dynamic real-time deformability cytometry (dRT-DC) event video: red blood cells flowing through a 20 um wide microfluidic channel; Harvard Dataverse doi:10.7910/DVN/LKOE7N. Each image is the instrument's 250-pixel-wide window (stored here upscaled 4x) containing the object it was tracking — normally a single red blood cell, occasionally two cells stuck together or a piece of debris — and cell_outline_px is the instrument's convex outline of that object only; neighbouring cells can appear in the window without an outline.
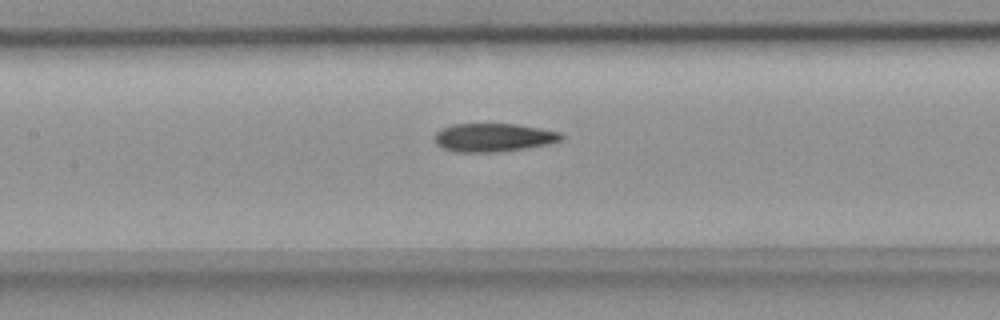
{"species": "common noctule bat (a hibernating species)", "species_latin": "Nyctalus noctula", "temperature_condition": "room temperature", "stored_images_in_passage": 46, "camera_frame_rate_fps": 3000, "um_per_image_px": 0.085, "animal": {"sex": "female", "body_mass_g": 18.4}, "frame": {"image": 1, "passage_image": 17, "time_ms": 5.333, "image_size_px": [1000, 320], "cell_outline_px": [[564, 136], [560, 140], [548, 144], [528, 148], [496, 152], [456, 152], [444, 148], [436, 144], [436, 132], [452, 124], [516, 124], [560, 132]], "centroid_in_image_um": [41.96, 11.69], "position_along_channel_um": 165.4, "area_um2": 20.75}}
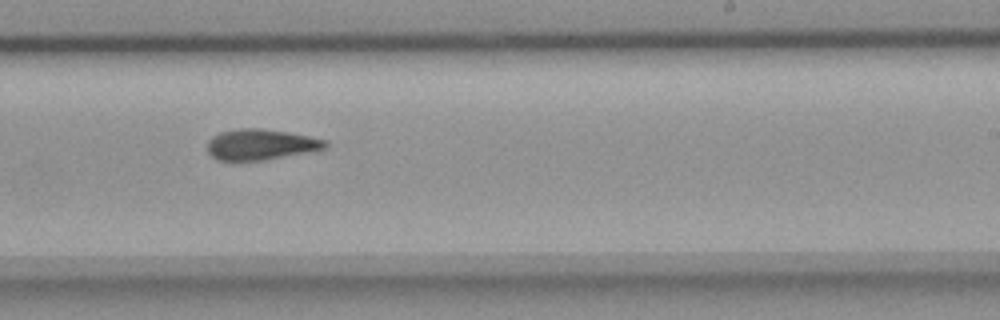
{"frame": {"image": 2, "passage_image": 25, "time_ms": 8.0, "image_size_px": [1000, 320], "cell_outline_px": [[328, 148], [264, 160], [216, 160], [208, 152], [208, 140], [212, 136], [220, 132], [236, 128], [264, 128], [288, 132], [328, 140]], "centroid_in_image_um": [22.16, 12.27], "position_along_channel_um": 266.8, "area_um2": 21.21}}
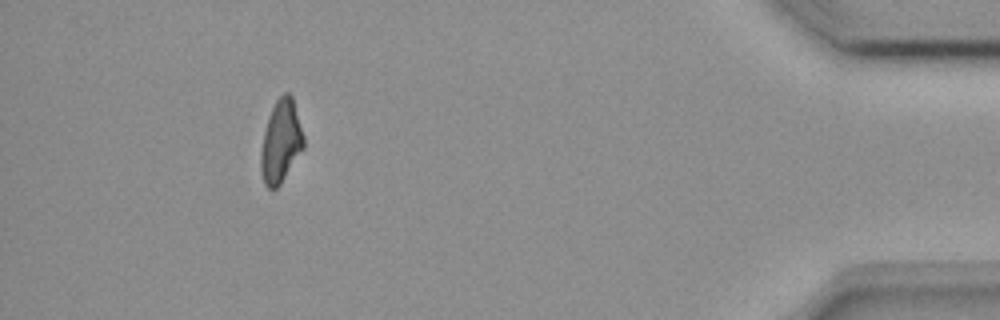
{"frame": {"image": 3, "passage_image": 41, "time_ms": 13.333, "image_size_px": [1000, 320], "cell_outline_px": [[304, 148], [280, 184], [276, 188], [268, 188], [264, 184], [260, 172], [260, 152], [264, 132], [268, 116], [276, 100], [284, 92], [288, 92], [292, 96], [304, 136]], "centroid_in_image_um": [23.86, 12.03], "position_along_channel_um": 411.3, "area_um2": 20.63}, "authors_computed_cell_mechanics": {"area_um2": 21.2415, "velocity_mm_per_s": 3.8207, "shape_relaxation_time_tau1_ms": 7.6394, "shape_relaxation_time_tau2_ms": 4.6402, "deformation_change_tau1": 0.205, "deformation_change_tau2": 0.1324}}